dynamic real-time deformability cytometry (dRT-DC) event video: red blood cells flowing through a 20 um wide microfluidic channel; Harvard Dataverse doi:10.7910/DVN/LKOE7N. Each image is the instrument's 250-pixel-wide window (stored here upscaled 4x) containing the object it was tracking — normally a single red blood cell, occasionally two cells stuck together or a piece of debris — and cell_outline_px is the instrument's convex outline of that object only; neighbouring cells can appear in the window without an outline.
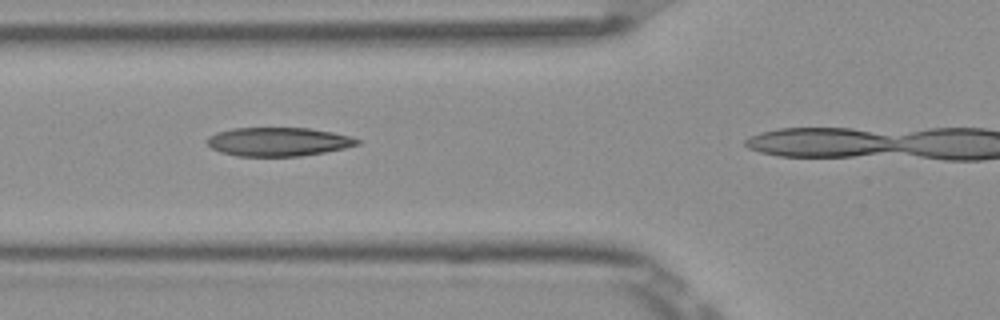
{"species": "Egyptian fruit bat (a non-hibernating species)", "species_latin": "Rousettus aegyptiacus", "temperature_condition": "room temperature", "stored_images_in_passage": 3, "camera_frame_rate_fps": 3000, "um_per_image_px": 0.085, "frame": {"image": 1, "passage_image": 2, "time_ms": 0.333, "image_size_px": [1000, 320], "cell_outline_px": [[360, 144], [344, 148], [324, 152], [300, 156], [236, 156], [220, 152], [212, 148], [204, 140], [208, 136], [216, 132], [232, 128], [308, 128], [332, 132], [348, 136], [360, 140]], "centroid_in_image_um": [23.6, 12.05], "position_along_channel_um": 102.2, "area_um2": 25.14}}